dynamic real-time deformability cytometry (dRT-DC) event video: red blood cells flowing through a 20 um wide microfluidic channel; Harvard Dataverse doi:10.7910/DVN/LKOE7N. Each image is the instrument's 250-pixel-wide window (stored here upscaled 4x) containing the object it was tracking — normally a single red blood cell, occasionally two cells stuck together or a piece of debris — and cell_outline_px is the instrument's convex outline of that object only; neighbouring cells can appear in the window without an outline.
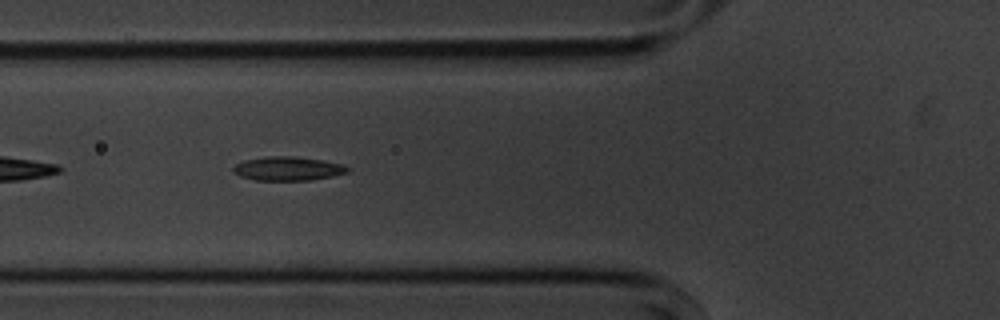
{"species": "common noctule bat (a hibernating species)", "species_latin": "Nyctalus noctula", "temperature_condition": "cold", "stored_images_in_passage": 41, "segment_of_instrument_passage": [1, 2], "camera_frame_rate_fps": 3000, "um_per_image_px": 0.085, "animal": {"sex": "male", "body_mass_g": 20.1, "forearm_length_mm": 53.5}, "frame": {"image": 1, "passage_image": 6, "time_ms": 1.667, "image_size_px": [1000, 320], "cell_outline_px": [[348, 172], [332, 176], [308, 180], [256, 180], [240, 176], [232, 172], [232, 168], [236, 164], [244, 160], [268, 156], [292, 156], [324, 160], [340, 164], [348, 168]], "centroid_in_image_um": [24.42, 14.33], "position_along_channel_um": 101.4, "area_um2": 15.78}}
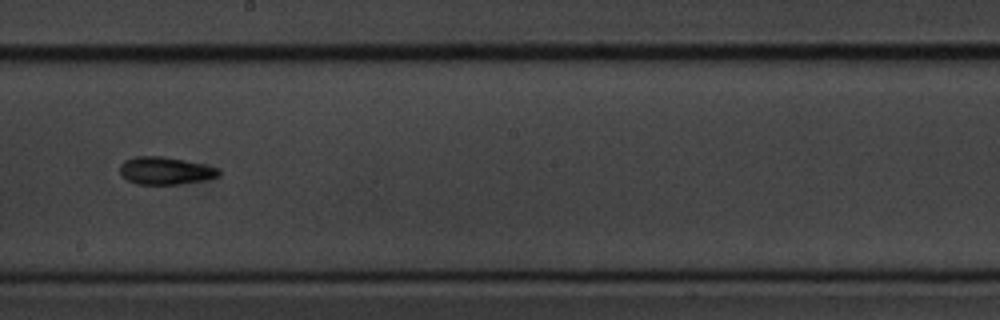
{"frame": {"image": 2, "passage_image": 17, "time_ms": 5.333, "image_size_px": [1000, 320], "cell_outline_px": [[220, 176], [208, 180], [180, 184], [136, 184], [128, 180], [120, 172], [120, 164], [124, 160], [136, 156], [164, 156], [204, 164], [220, 168]], "centroid_in_image_um": [14.1, 14.51], "position_along_channel_um": 234.1, "area_um2": 16.07}}
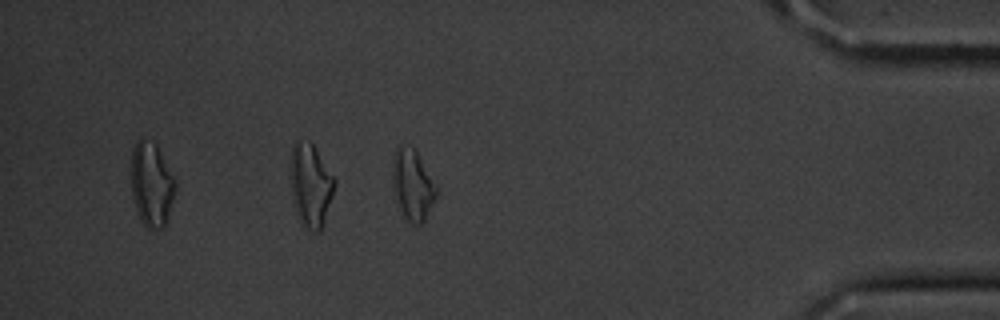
{"frame": {"image": 3, "passage_image": 34, "time_ms": 11.0, "image_size_px": [1000, 320], "cell_outline_px": [[440, 188], [424, 220], [420, 224], [412, 224], [404, 216], [392, 188], [392, 156], [396, 144], [404, 144], [412, 148], [416, 152]], "centroid_in_image_um": [35.06, 15.65], "position_along_channel_um": 400.1, "area_um2": 18.26}}